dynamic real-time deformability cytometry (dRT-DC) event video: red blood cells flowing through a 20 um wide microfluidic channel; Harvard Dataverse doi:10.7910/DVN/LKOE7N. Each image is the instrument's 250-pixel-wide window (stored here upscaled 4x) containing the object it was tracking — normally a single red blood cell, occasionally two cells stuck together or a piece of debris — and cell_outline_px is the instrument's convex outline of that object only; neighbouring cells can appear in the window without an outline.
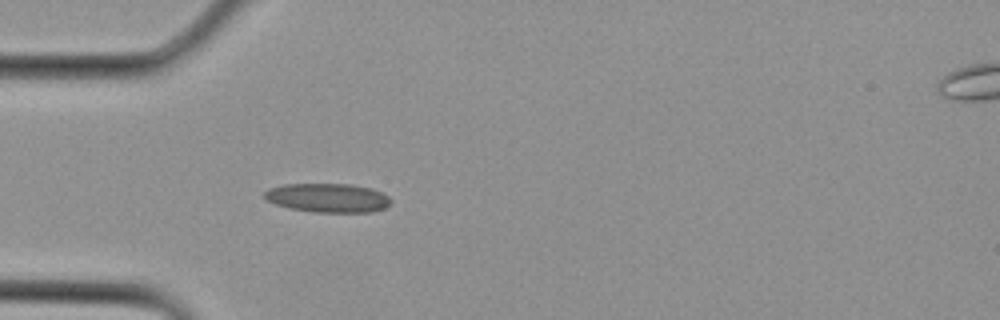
{"species": "Egyptian fruit bat (a non-hibernating species)", "species_latin": "Rousettus aegyptiacus", "temperature_condition": "cold", "stored_images_in_passage": 2, "camera_frame_rate_fps": 3000, "um_per_image_px": 0.085, "animal": {"sex": "female"}, "frame": {"image": 1, "passage_image": 1, "time_ms": 0.0, "image_size_px": [1000, 320], "cell_outline_px": [[392, 200], [384, 208], [372, 212], [312, 212], [292, 208], [276, 204], [268, 200], [264, 196], [264, 192], [268, 188], [284, 184], [352, 184], [368, 188], [380, 192], [388, 196]], "centroid_in_image_um": [27.85, 16.81], "position_along_channel_um": 57.1, "area_um2": 21.15}}